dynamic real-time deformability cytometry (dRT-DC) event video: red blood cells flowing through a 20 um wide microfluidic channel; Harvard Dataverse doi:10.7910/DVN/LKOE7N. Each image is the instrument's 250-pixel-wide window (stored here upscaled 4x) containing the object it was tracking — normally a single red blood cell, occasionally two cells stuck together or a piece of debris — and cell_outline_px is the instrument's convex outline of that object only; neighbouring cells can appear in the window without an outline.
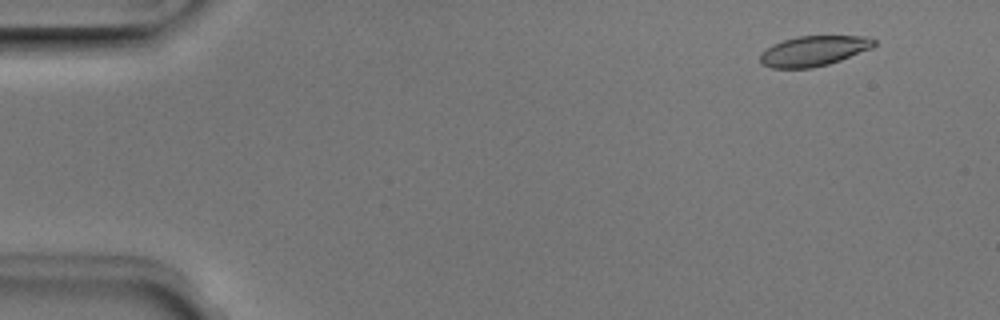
{"species": "Egyptian fruit bat (a non-hibernating species)", "species_latin": "Rousettus aegyptiacus", "temperature_condition": "room temperature", "stored_images_in_passage": 5, "camera_frame_rate_fps": 3000, "um_per_image_px": 0.085, "animal": {"sex": "male"}, "frame": {"image": 1, "passage_image": 2, "time_ms": 0.333, "image_size_px": [1000, 320], "cell_outline_px": [[876, 44], [872, 48], [840, 60], [828, 64], [812, 68], [772, 68], [760, 64], [760, 56], [772, 44], [796, 36], [868, 36], [876, 40]], "centroid_in_image_um": [69.18, 4.33], "position_along_channel_um": 15.8, "area_um2": 20.0}}
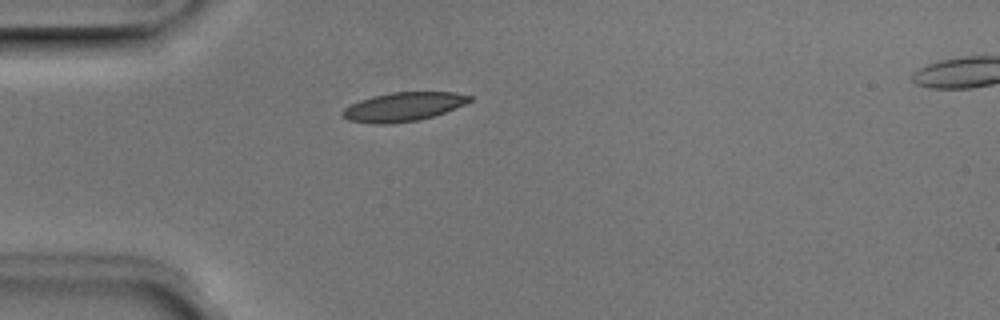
{"frame": {"image": 2, "passage_image": 5, "time_ms": 1.333, "image_size_px": [1000, 320], "cell_outline_px": [[472, 100], [464, 104], [444, 112], [420, 120], [392, 124], [372, 124], [348, 120], [340, 116], [340, 112], [344, 108], [360, 100], [372, 96], [392, 92], [456, 92], [472, 96]], "centroid_in_image_um": [34.24, 9.08], "position_along_channel_um": 50.8, "area_um2": 21.5}}